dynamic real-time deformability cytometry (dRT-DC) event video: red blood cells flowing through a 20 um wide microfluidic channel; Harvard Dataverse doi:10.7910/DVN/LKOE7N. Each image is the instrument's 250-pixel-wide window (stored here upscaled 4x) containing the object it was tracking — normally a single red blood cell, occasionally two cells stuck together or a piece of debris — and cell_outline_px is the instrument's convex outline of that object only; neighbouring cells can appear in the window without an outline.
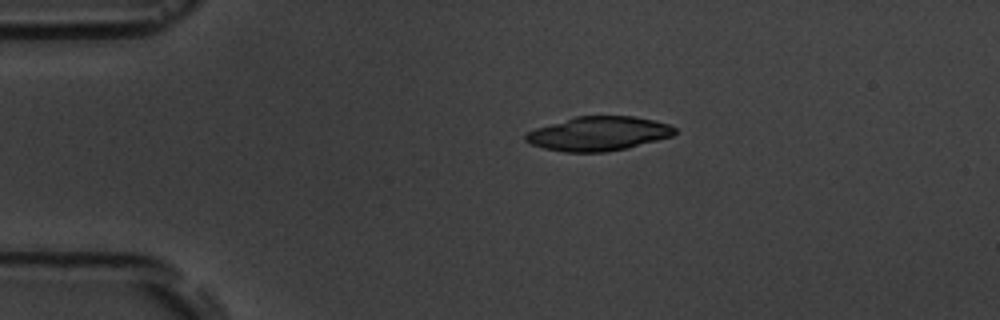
{"species": "common noctule bat (a hibernating species)", "species_latin": "Nyctalus noctula", "temperature_condition": "room temperature", "stored_images_in_passage": 12, "camera_frame_rate_fps": 3000, "um_per_image_px": 0.085, "animal": {"sex": "male", "body_mass_g": 19.5, "forearm_length_mm": 54.6}, "frame": {"image": 1, "passage_image": 1, "time_ms": 0.0, "image_size_px": [1000, 320], "cell_outline_px": [[676, 132], [672, 136], [628, 148], [608, 152], [564, 152], [544, 148], [532, 144], [524, 140], [524, 136], [528, 132], [536, 128], [576, 116], [632, 116], [656, 120], [668, 124], [676, 128]], "centroid_in_image_um": [50.89, 11.36], "position_along_channel_um": 34.1, "area_um2": 29.65}}